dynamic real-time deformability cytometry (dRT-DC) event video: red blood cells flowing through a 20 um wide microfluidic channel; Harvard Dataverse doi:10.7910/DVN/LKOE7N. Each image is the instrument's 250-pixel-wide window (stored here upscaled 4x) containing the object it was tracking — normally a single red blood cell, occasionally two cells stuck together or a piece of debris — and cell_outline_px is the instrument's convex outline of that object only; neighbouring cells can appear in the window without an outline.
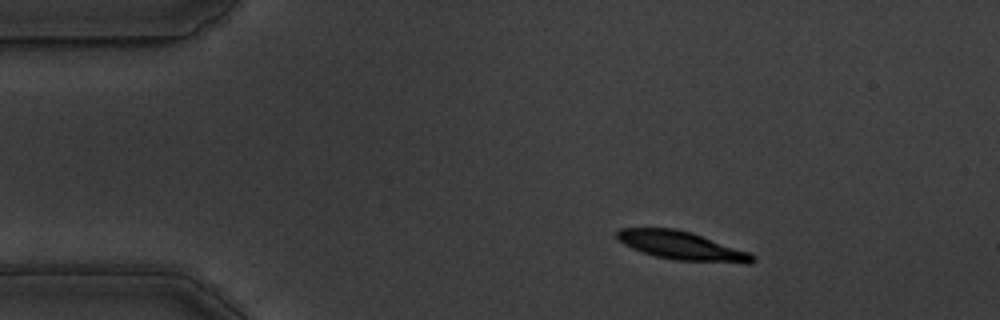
{"species": "common noctule bat (a hibernating species)", "species_latin": "Nyctalus noctula", "temperature_condition": "warm", "stored_images_in_passage": 49, "camera_frame_rate_fps": 3000, "um_per_image_px": 0.085, "animal": {"sex": "male", "body_mass_g": 19.5, "forearm_length_mm": 54.6}, "frame": {"image": 1, "passage_image": 1, "time_ms": 0.0, "image_size_px": [1000, 320], "cell_outline_px": [[756, 260], [752, 264], [744, 264], [676, 260], [656, 256], [632, 248], [616, 240], [616, 232], [620, 228], [676, 228], [692, 232], [748, 252], [756, 256]], "centroid_in_image_um": [57.98, 20.89], "position_along_channel_um": 27.0, "area_um2": 22.66}}
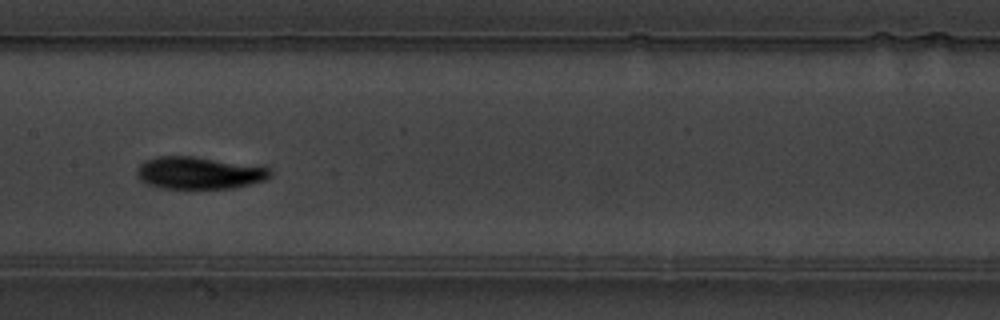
{"frame": {"image": 2, "passage_image": 20, "time_ms": 6.333, "image_size_px": [1000, 320], "cell_outline_px": [[272, 176], [264, 180], [232, 188], [160, 188], [148, 184], [140, 180], [136, 172], [136, 168], [144, 160], [156, 156], [192, 156], [268, 168], [272, 172]], "centroid_in_image_um": [16.84, 14.7], "position_along_channel_um": 190.6, "area_um2": 24.74}}
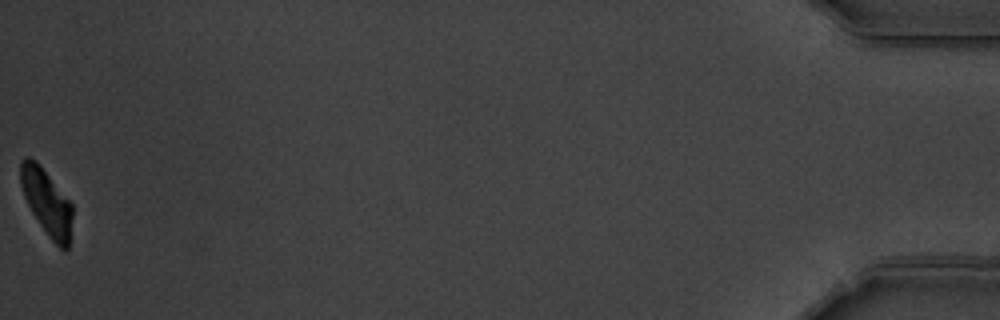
{"frame": {"image": 3, "passage_image": 49, "time_ms": 16.0, "image_size_px": [1000, 320], "cell_outline_px": [[72, 216], [68, 248], [64, 252], [48, 236], [32, 212], [24, 196], [20, 184], [20, 160], [24, 156], [28, 156], [36, 160], [40, 164], [72, 204]], "centroid_in_image_um": [3.95, 17.14], "position_along_channel_um": 431.2, "area_um2": 19.88}, "authors_computed_cell_mechanics": {"area_um2": 23.6402, "velocity_mm_per_s": 3.5224, "shape_relaxation_time_tau1_ms": 3.6403, "shape_relaxation_time_tau2_ms": 10.2518, "deformation_change_tau1": 0.164, "deformation_change_tau2": 0.1354}}